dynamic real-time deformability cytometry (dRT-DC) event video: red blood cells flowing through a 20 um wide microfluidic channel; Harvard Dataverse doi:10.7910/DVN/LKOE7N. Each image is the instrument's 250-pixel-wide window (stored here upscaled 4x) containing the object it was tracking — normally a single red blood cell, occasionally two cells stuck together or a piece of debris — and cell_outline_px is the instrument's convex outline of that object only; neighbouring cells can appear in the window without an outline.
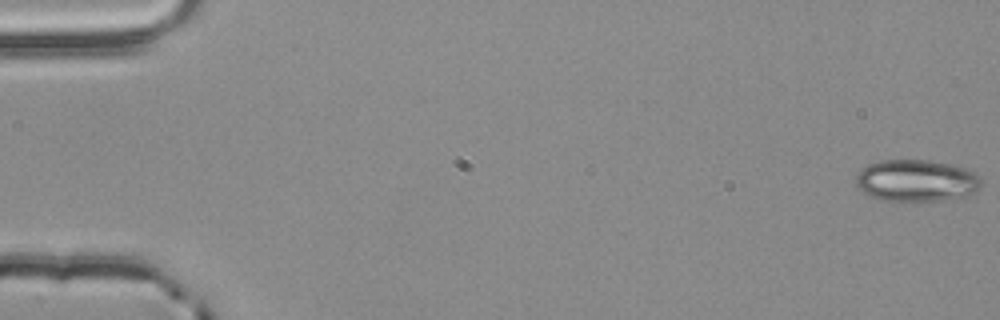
{"species": "common noctule bat (a hibernating species)", "species_latin": "Nyctalus noctula", "temperature_condition": "room temperature", "stored_images_in_passage": 5, "camera_frame_rate_fps": 3000, "um_per_image_px": 0.085, "animal": {"sex": "male", "body_mass_g": 20.4}, "frame": {"image": 1, "passage_image": 1, "time_ms": 0.0, "image_size_px": [1000, 320], "cell_outline_px": [[980, 188], [976, 192], [964, 196], [940, 200], [880, 200], [864, 192], [856, 184], [856, 172], [868, 164], [880, 160], [928, 160], [948, 164], [964, 168], [972, 172], [980, 180]], "centroid_in_image_um": [77.85, 15.34], "position_along_channel_um": 7.2, "area_um2": 30.17}}